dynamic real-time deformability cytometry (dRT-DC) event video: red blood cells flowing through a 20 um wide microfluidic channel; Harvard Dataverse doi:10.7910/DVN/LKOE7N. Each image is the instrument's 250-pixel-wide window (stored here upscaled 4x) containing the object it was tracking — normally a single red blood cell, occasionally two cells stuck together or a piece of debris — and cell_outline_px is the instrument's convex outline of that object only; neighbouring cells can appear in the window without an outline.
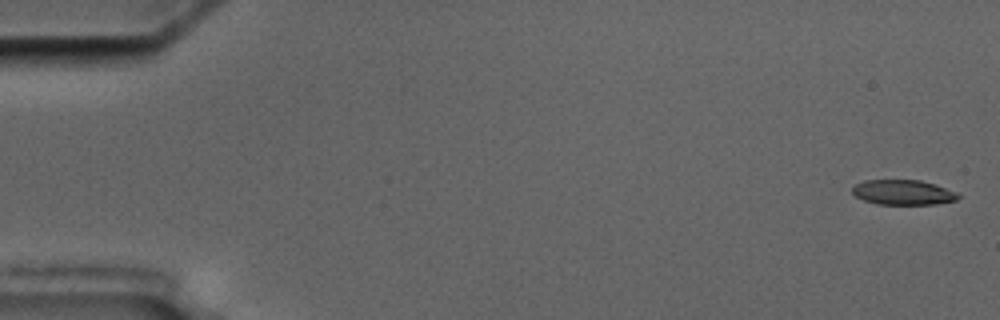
{"species": "common noctule bat (a hibernating species)", "species_latin": "Nyctalus noctula", "temperature_condition": "cold", "stored_images_in_passage": 5, "camera_frame_rate_fps": 3000, "um_per_image_px": 0.085, "animal": {"sex": "male", "body_mass_g": 17.5, "forearm_length_mm": 52.3}, "frame": {"image": 1, "passage_image": 1, "time_ms": 0.0, "image_size_px": [1000, 320], "cell_outline_px": [[960, 196], [956, 200], [936, 204], [876, 204], [864, 200], [856, 196], [852, 192], [852, 188], [856, 184], [864, 180], [920, 180], [960, 192]], "centroid_in_image_um": [76.79, 16.35], "position_along_channel_um": 8.2, "area_um2": 15.43}}